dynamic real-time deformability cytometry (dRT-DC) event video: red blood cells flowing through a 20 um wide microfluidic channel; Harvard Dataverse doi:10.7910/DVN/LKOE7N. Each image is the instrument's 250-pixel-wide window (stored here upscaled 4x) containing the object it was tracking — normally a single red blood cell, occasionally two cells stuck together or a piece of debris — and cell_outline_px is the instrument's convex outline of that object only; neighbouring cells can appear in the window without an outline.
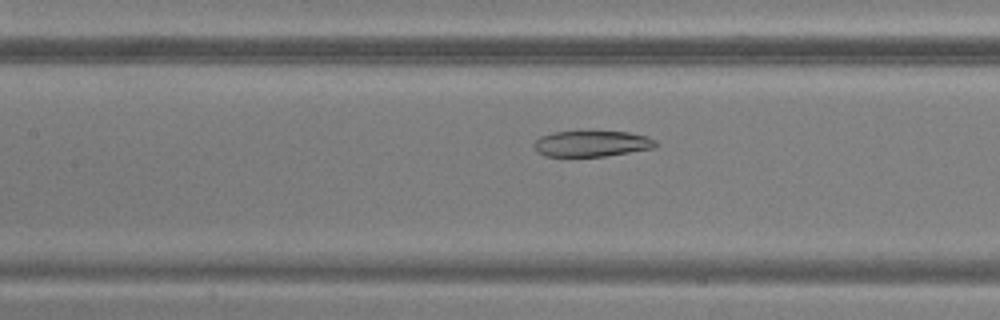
{"species": "common noctule bat (a hibernating species)", "species_latin": "Nyctalus noctula", "temperature_condition": "warm", "stored_images_in_passage": 50, "camera_frame_rate_fps": 3000, "um_per_image_px": 0.085, "animal": {"sex": "male", "body_mass_g": 20.5, "forearm_length_mm": 52.5}, "frame": {"image": 1, "passage_image": 23, "time_ms": 7.333, "image_size_px": [1000, 320], "cell_outline_px": [[660, 144], [656, 148], [604, 156], [544, 156], [536, 152], [532, 144], [540, 136], [556, 132], [628, 132], [644, 136], [656, 140]], "centroid_in_image_um": [50.3, 12.22], "position_along_channel_um": 157.1, "area_um2": 18.32}}
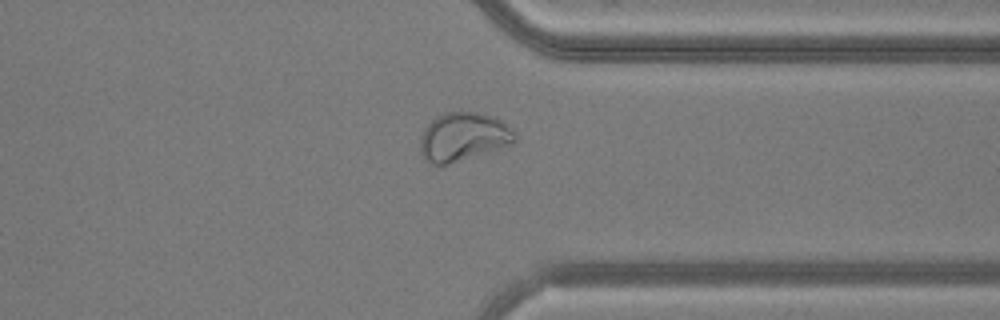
{"frame": {"image": 2, "passage_image": 39, "time_ms": 12.667, "image_size_px": [1000, 320], "cell_outline_px": [[516, 140], [512, 144], [440, 168], [424, 160], [420, 152], [420, 140], [424, 128], [436, 116], [444, 112], [476, 112], [496, 116], [516, 136]], "centroid_in_image_um": [39.32, 11.67], "position_along_channel_um": 372.1, "area_um2": 27.11}}
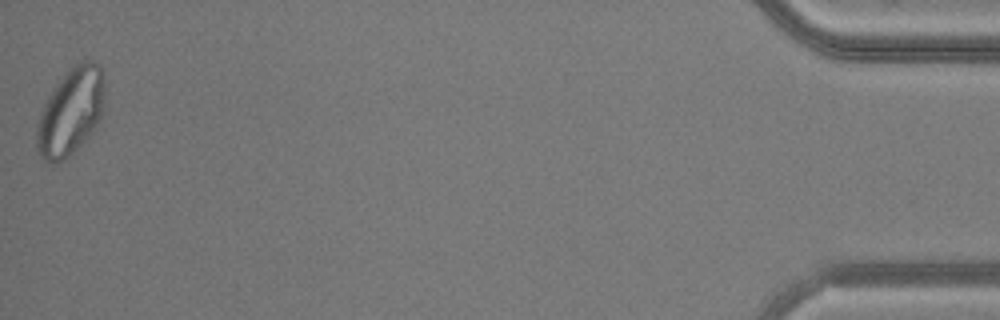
{"frame": {"image": 3, "passage_image": 50, "time_ms": 16.333, "image_size_px": [1000, 320], "cell_outline_px": [[104, 112], [96, 128], [68, 156], [56, 164], [44, 160], [36, 152], [36, 128], [40, 112], [48, 96], [56, 84], [76, 64], [84, 60], [92, 60], [100, 64], [104, 72]], "centroid_in_image_um": [6.03, 9.49], "position_along_channel_um": 429.2, "area_um2": 34.62}}